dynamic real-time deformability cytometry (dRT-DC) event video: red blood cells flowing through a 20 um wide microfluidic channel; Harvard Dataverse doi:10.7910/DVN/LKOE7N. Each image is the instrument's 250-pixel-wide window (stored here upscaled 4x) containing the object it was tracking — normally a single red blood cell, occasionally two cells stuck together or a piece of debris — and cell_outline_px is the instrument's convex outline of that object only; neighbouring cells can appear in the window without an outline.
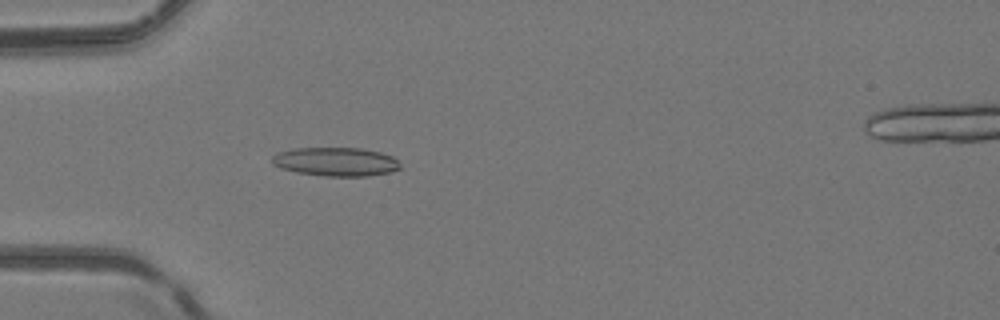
{"species": "common noctule bat (a hibernating species)", "species_latin": "Nyctalus noctula", "temperature_condition": "room temperature", "stored_images_in_passage": 45, "camera_frame_rate_fps": 3000, "um_per_image_px": 0.085, "animal": {"sex": "female", "body_mass_g": 24.6, "forearm_length_mm": 56.2}, "frame": {"image": 1, "passage_image": 11, "time_ms": 3.333, "image_size_px": [1000, 320], "cell_outline_px": [[400, 168], [392, 172], [368, 176], [324, 176], [296, 172], [280, 168], [272, 164], [272, 156], [276, 152], [292, 148], [360, 148], [380, 152], [392, 156], [400, 164]], "centroid_in_image_um": [28.51, 13.74], "position_along_channel_um": 56.5, "area_um2": 21.62}}
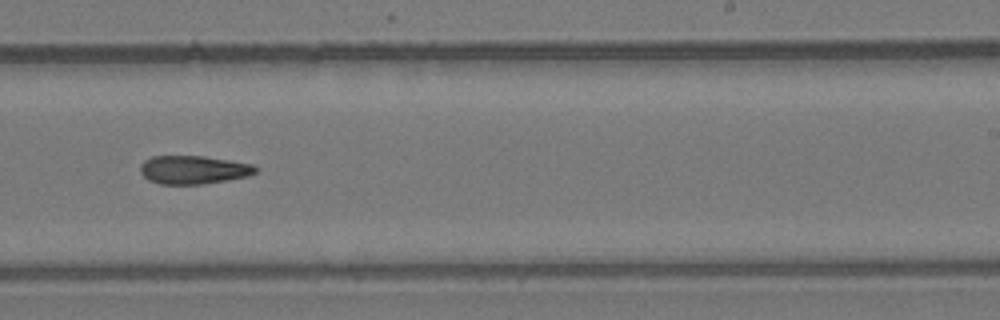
{"frame": {"image": 2, "passage_image": 27, "time_ms": 8.667, "image_size_px": [1000, 320], "cell_outline_px": [[260, 168], [256, 172], [248, 176], [228, 180], [204, 184], [160, 184], [148, 180], [140, 172], [140, 164], [144, 160], [152, 156], [204, 156], [252, 164]], "centroid_in_image_um": [16.44, 14.43], "position_along_channel_um": 272.6, "area_um2": 19.19}}
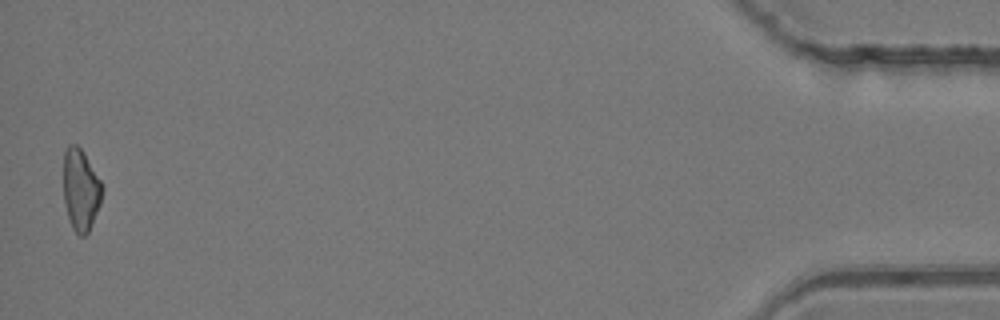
{"frame": {"image": 3, "passage_image": 45, "time_ms": 14.667, "image_size_px": [1000, 320], "cell_outline_px": [[104, 188], [100, 204], [88, 232], [84, 236], [80, 236], [72, 228], [68, 216], [64, 200], [64, 152], [68, 144], [76, 144], [84, 152], [100, 180]], "centroid_in_image_um": [6.87, 16.11], "position_along_channel_um": 428.3, "area_um2": 18.32}}